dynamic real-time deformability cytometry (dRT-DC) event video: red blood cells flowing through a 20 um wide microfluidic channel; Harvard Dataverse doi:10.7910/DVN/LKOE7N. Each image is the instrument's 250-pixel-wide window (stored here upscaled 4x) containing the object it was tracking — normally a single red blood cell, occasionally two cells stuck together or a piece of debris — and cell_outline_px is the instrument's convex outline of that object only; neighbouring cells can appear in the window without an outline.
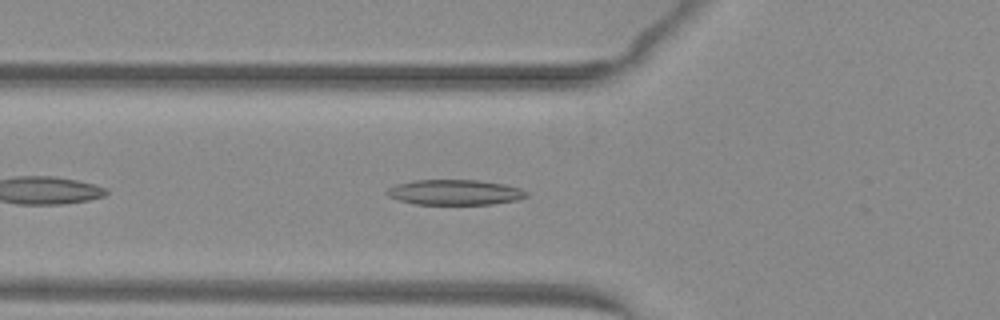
{"species": "common noctule bat (a hibernating species)", "species_latin": "Nyctalus noctula", "temperature_condition": "warm", "stored_images_in_passage": 38, "camera_frame_rate_fps": 3000, "um_per_image_px": 0.085, "animal": {"sex": "female", "body_mass_g": 29.2, "forearm_length_mm": 56.3}, "frame": {"image": 1, "passage_image": 5, "time_ms": 1.333, "image_size_px": [1000, 320], "cell_outline_px": [[528, 196], [520, 200], [492, 204], [416, 204], [400, 200], [388, 196], [384, 192], [388, 188], [396, 184], [416, 180], [480, 180], [504, 184], [520, 188], [528, 192]], "centroid_in_image_um": [38.69, 16.34], "position_along_channel_um": 87.1, "area_um2": 20.63}}
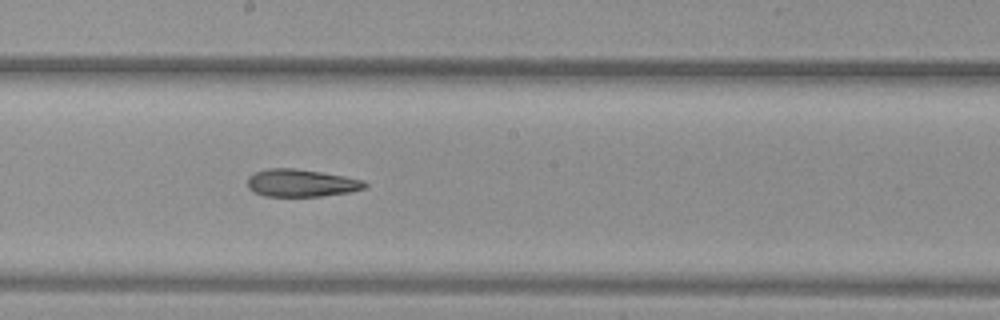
{"frame": {"image": 2, "passage_image": 15, "time_ms": 4.667, "image_size_px": [1000, 320], "cell_outline_px": [[368, 184], [364, 188], [348, 192], [320, 196], [264, 196], [248, 188], [248, 176], [256, 172], [268, 168], [296, 168], [344, 176], [364, 180]], "centroid_in_image_um": [25.59, 15.55], "position_along_channel_um": 222.6, "area_um2": 18.67}}
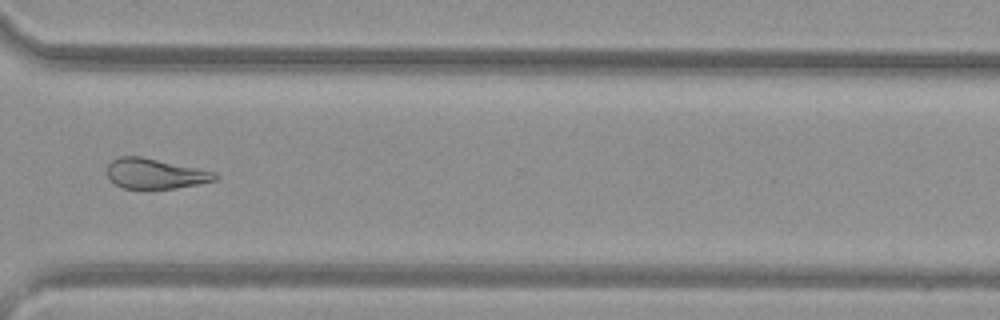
{"frame": {"image": 3, "passage_image": 25, "time_ms": 8.0, "image_size_px": [1000, 320], "cell_outline_px": [[220, 176], [216, 180], [176, 188], [124, 188], [108, 180], [104, 172], [108, 164], [112, 160], [120, 156], [140, 156], [216, 172]], "centroid_in_image_um": [13.13, 14.75], "position_along_channel_um": 357.5, "area_um2": 19.02}}